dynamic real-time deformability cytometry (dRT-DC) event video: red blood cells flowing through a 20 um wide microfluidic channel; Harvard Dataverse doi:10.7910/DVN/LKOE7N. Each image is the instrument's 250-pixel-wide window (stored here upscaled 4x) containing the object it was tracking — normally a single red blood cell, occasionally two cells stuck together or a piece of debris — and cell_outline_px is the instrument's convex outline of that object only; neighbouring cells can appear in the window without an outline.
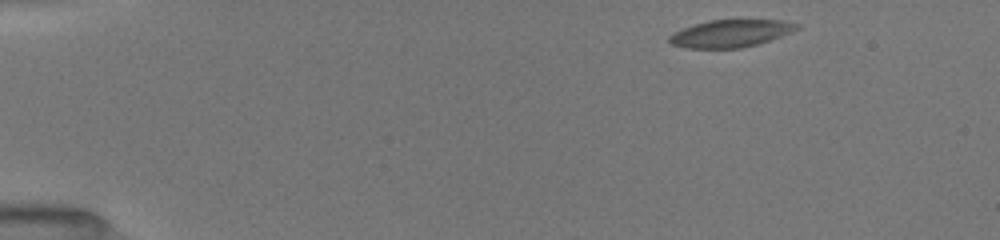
{"species": "common noctule bat (a hibernating species)", "species_latin": "Nyctalus noctula", "temperature_condition": "room temperature", "stored_images_in_passage": 46, "camera_frame_rate_fps": 3000, "um_per_image_px": 0.085, "animal": {"sex": "female", "body_mass_g": 19.5, "forearm_length_mm": 54.1}, "frame": {"image": 1, "passage_image": 1, "time_ms": 0.0, "image_size_px": [1000, 240], "cell_outline_px": [[800, 28], [792, 32], [756, 44], [740, 48], [684, 48], [672, 44], [668, 40], [668, 36], [684, 28], [708, 20], [780, 20], [800, 24]], "centroid_in_image_um": [62.11, 2.84], "position_along_channel_um": 22.9, "area_um2": 20.11}}
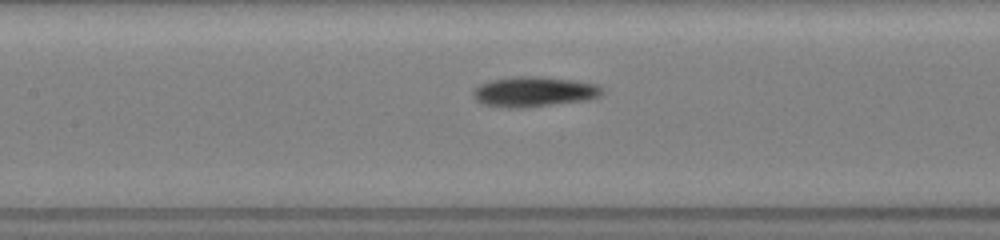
{"frame": {"image": 2, "passage_image": 19, "time_ms": 6.0, "image_size_px": [1000, 240], "cell_outline_px": [[604, 92], [600, 96], [588, 100], [524, 108], [508, 108], [484, 104], [476, 100], [472, 92], [480, 84], [492, 80], [512, 76], [540, 76], [572, 80], [596, 84], [604, 88]], "centroid_in_image_um": [45.42, 7.8], "position_along_channel_um": 162.0, "area_um2": 22.77}}
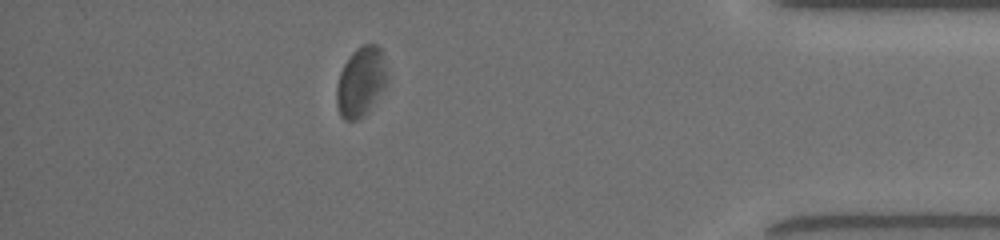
{"frame": {"image": 3, "passage_image": 40, "time_ms": 13.0, "image_size_px": [1000, 240], "cell_outline_px": [[384, 88], [368, 112], [364, 116], [356, 120], [344, 120], [340, 116], [336, 104], [336, 88], [340, 72], [344, 64], [352, 52], [356, 48], [364, 44], [376, 44], [380, 48], [384, 68]], "centroid_in_image_um": [30.61, 6.99], "position_along_channel_um": 404.6, "area_um2": 20.11}, "authors_computed_cell_mechanics": {"area_um2": 21.3571, "velocity_mm_per_s": 3.9801, "shape_relaxation_time_tau1_ms": 1.8547, "shape_relaxation_time_tau2_ms": 3.7256, "deformation_change_tau1": 0.0972, "deformation_change_tau2": 0.1156}}